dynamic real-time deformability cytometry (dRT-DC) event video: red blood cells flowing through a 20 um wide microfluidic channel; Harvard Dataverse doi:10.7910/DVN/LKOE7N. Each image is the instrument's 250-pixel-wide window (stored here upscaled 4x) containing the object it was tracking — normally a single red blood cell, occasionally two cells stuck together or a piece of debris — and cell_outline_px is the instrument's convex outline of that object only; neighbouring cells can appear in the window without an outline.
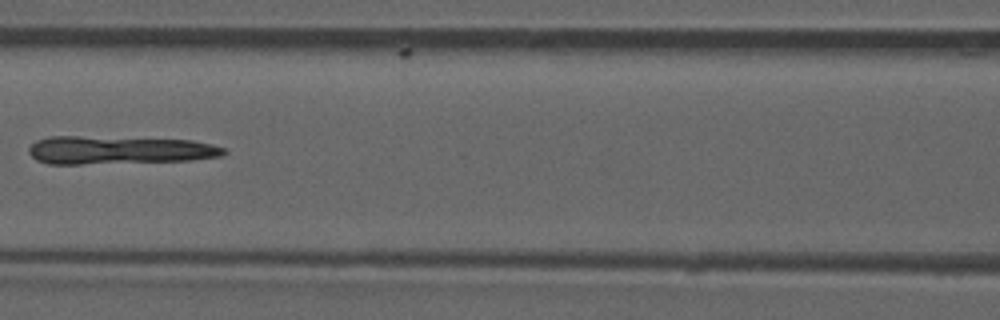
{"species": "common noctule bat (a hibernating species)", "species_latin": "Nyctalus noctula", "temperature_condition": "room temperature", "stored_images_in_passage": 7, "camera_frame_rate_fps": 3000, "um_per_image_px": 0.085, "animal": {"sex": "male", "forearm_length_mm": 52.5}, "frame": {"image": 1, "passage_image": 5, "time_ms": 4.667, "image_size_px": [1000, 320], "cell_outline_px": [[228, 152], [220, 156], [192, 160], [80, 164], [48, 164], [36, 160], [28, 152], [28, 148], [36, 140], [48, 136], [76, 136], [192, 140], [212, 144], [224, 148]], "centroid_in_image_um": [10.08, 12.76], "position_along_channel_um": 156.5, "area_um2": 31.96}}